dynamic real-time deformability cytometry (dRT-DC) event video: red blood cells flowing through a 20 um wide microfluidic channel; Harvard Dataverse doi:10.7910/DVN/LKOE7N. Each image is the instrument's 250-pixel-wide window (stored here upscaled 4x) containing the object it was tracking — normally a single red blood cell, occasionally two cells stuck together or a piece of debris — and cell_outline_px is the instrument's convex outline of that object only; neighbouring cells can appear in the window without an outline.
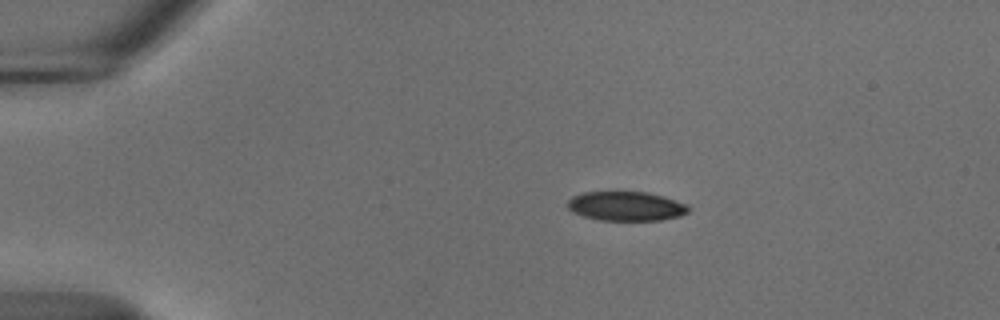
{"species": "common noctule bat (a hibernating species)", "species_latin": "Nyctalus noctula", "temperature_condition": "cold", "stored_images_in_passage": 46, "camera_frame_rate_fps": 3000, "um_per_image_px": 0.085, "animal": {"sex": "male", "body_mass_g": 18.8}, "frame": {"image": 1, "passage_image": 1, "time_ms": 0.0, "image_size_px": [1000, 320], "cell_outline_px": [[688, 212], [680, 216], [660, 220], [596, 220], [572, 212], [568, 208], [568, 200], [572, 196], [584, 192], [648, 192], [664, 196], [688, 204]], "centroid_in_image_um": [53.22, 17.52], "position_along_channel_um": 31.8, "area_um2": 20.69}}
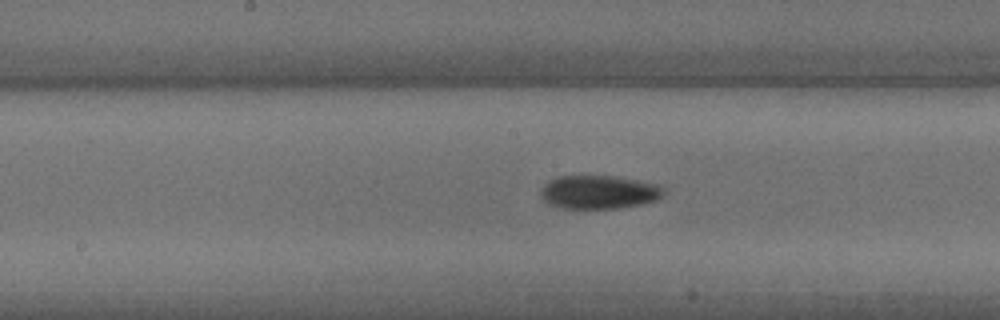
{"frame": {"image": 2, "passage_image": 19, "time_ms": 6.0, "image_size_px": [1000, 320], "cell_outline_px": [[668, 192], [656, 200], [644, 204], [616, 208], [564, 208], [548, 204], [540, 196], [540, 192], [544, 184], [548, 180], [556, 176], [612, 176], [660, 184]], "centroid_in_image_um": [50.93, 16.32], "position_along_channel_um": 197.3, "area_um2": 24.22}}
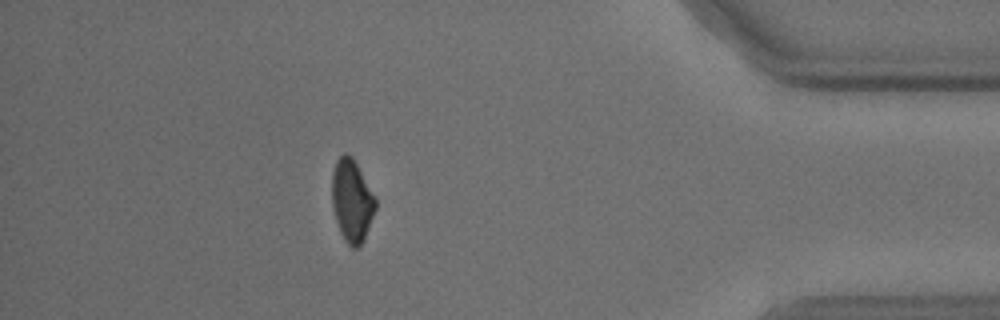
{"frame": {"image": 3, "passage_image": 39, "time_ms": 12.667, "image_size_px": [1000, 320], "cell_outline_px": [[376, 208], [364, 240], [356, 248], [352, 248], [344, 240], [340, 232], [332, 208], [332, 172], [336, 160], [344, 152], [348, 152], [352, 156], [376, 196]], "centroid_in_image_um": [29.91, 17.03], "position_along_channel_um": 405.3, "area_um2": 21.15}, "authors_computed_cell_mechanics": {"area_um2": 22.8599, "velocity_mm_per_s": 3.7036, "shape_relaxation_time_tau1_ms": 5.0366, "shape_relaxation_time_tau2_ms": null, "deformation_change_tau1": 0.1272, "deformation_change_tau2": null}}